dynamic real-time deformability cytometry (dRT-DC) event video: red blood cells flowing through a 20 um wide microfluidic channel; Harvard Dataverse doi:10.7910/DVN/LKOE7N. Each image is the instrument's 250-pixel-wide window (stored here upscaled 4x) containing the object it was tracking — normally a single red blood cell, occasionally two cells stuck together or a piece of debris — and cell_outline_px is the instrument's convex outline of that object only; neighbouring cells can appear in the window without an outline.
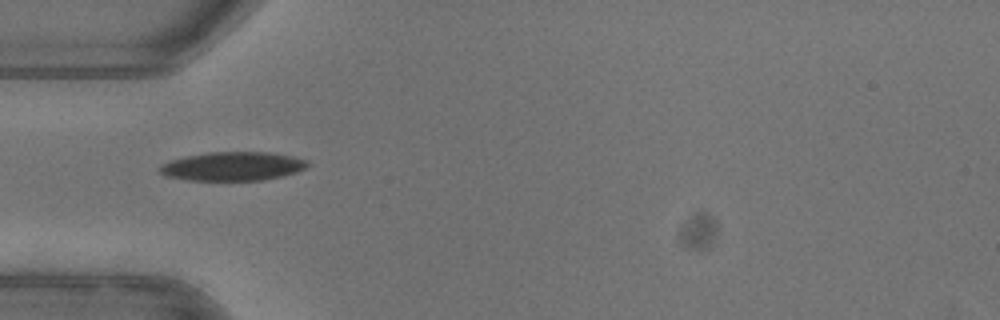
{"species": "common noctule bat (a hibernating species)", "species_latin": "Nyctalus noctula", "temperature_condition": "warm", "stored_images_in_passage": 3, "camera_frame_rate_fps": 3000, "um_per_image_px": 0.085, "animal": {"sex": "female"}, "frame": {"image": 1, "passage_image": 1, "time_ms": 0.0, "image_size_px": [1000, 320], "cell_outline_px": [[308, 164], [304, 168], [296, 172], [284, 176], [264, 180], [188, 180], [168, 176], [160, 172], [160, 164], [184, 156], [208, 152], [268, 152], [292, 156], [308, 160]], "centroid_in_image_um": [19.79, 14.13], "position_along_channel_um": 65.2, "area_um2": 24.74}}